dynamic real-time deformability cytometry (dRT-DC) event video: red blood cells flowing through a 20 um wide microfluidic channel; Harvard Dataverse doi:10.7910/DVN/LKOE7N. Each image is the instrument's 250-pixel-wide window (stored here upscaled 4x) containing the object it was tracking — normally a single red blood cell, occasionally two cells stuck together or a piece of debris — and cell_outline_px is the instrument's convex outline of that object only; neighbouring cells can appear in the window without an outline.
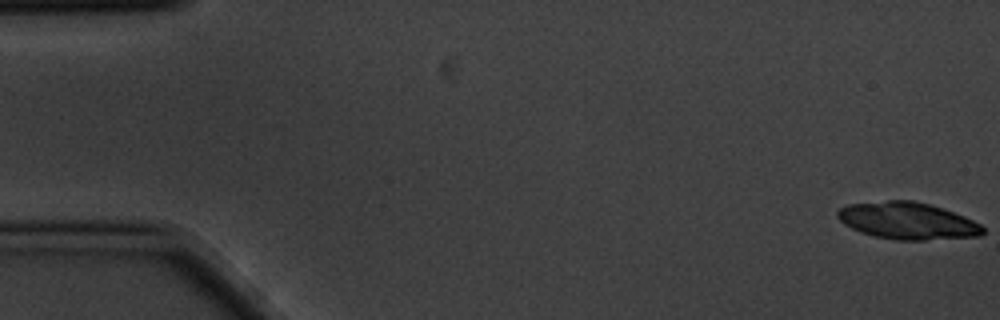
{"species": "common noctule bat (a hibernating species)", "species_latin": "Nyctalus noctula", "temperature_condition": "cold", "stored_images_in_passage": 6, "camera_frame_rate_fps": 3000, "um_per_image_px": 0.085, "animal": {"sex": "male", "body_mass_g": 20.1, "forearm_length_mm": 53.5}, "frame": {"image": 1, "passage_image": 1, "time_ms": 0.0, "image_size_px": [1000, 320], "cell_outline_px": [[984, 232], [980, 236], [924, 240], [896, 240], [876, 236], [860, 232], [844, 224], [836, 216], [836, 212], [840, 208], [848, 204], [888, 200], [912, 200], [928, 204], [964, 216], [980, 224], [984, 228]], "centroid_in_image_um": [77.12, 18.77], "position_along_channel_um": 7.9, "area_um2": 31.15}}